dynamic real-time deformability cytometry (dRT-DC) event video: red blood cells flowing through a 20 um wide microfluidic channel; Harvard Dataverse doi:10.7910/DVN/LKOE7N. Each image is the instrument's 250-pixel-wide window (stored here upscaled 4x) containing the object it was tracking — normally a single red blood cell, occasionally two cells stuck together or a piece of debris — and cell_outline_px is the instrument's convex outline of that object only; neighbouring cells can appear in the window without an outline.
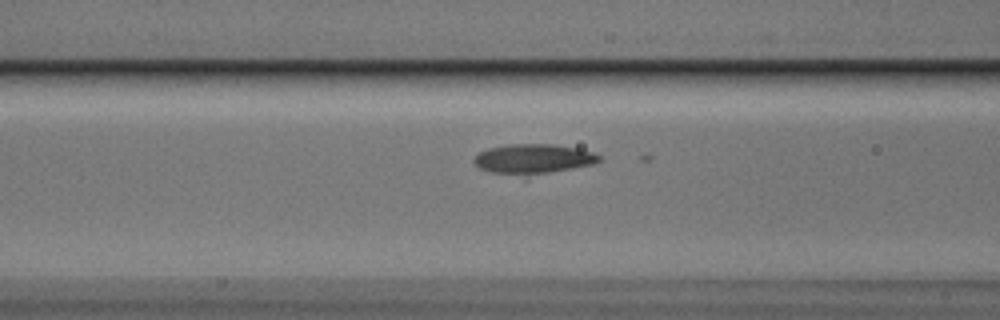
{"species": "Egyptian fruit bat (a non-hibernating species)", "species_latin": "Rousettus aegyptiacus", "temperature_condition": "cold", "stored_images_in_passage": 32, "camera_frame_rate_fps": 3000, "um_per_image_px": 0.085, "animal": {"sex": "male"}, "frame": {"image": 1, "passage_image": 5, "time_ms": 1.333, "image_size_px": [1000, 320], "cell_outline_px": [[600, 160], [592, 164], [544, 172], [496, 172], [480, 168], [476, 164], [476, 156], [480, 152], [492, 148], [516, 144], [544, 144], [576, 148], [600, 156]], "centroid_in_image_um": [45.34, 13.46], "position_along_channel_um": 121.3, "area_um2": 19.71}}
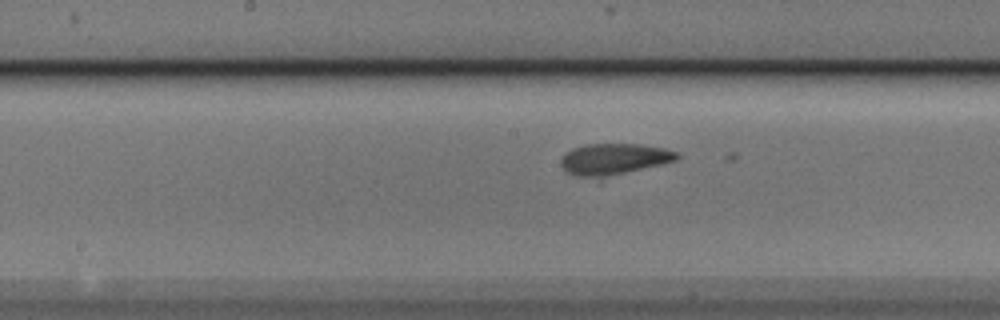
{"frame": {"image": 2, "passage_image": 11, "time_ms": 3.333, "image_size_px": [1000, 320], "cell_outline_px": [[680, 156], [676, 160], [620, 172], [600, 176], [580, 176], [568, 172], [560, 164], [564, 156], [568, 152], [576, 148], [592, 144], [636, 144], [660, 148], [676, 152]], "centroid_in_image_um": [52.17, 13.49], "position_along_channel_um": 196.0, "area_um2": 19.59}}
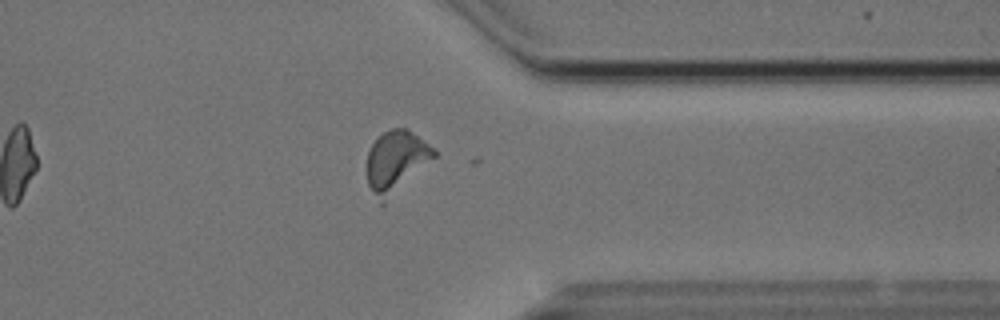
{"frame": {"image": 3, "passage_image": 26, "time_ms": 8.333, "image_size_px": [1000, 320], "cell_outline_px": [[436, 156], [384, 204], [380, 204], [368, 184], [368, 152], [372, 144], [384, 132], [392, 128], [404, 128], [428, 144], [436, 152]], "centroid_in_image_um": [33.65, 13.75], "position_along_channel_um": 377.7, "area_um2": 23.35}}